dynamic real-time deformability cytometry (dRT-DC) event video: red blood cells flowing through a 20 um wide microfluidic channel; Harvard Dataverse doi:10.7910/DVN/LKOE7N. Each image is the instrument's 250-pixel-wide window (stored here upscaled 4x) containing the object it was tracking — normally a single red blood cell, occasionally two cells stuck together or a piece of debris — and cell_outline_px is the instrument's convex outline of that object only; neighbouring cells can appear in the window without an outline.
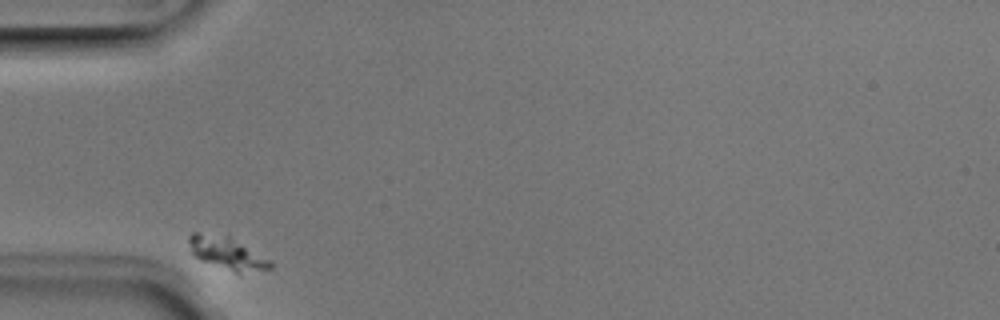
{"species": "Egyptian fruit bat (a non-hibernating species)", "species_latin": "Rousettus aegyptiacus", "temperature_condition": "room temperature", "stored_images_in_passage": 4, "camera_frame_rate_fps": 3000, "um_per_image_px": 0.085, "animal": {"sex": "male"}, "frame": {"image": 1, "passage_image": 1, "time_ms": 0.0, "image_size_px": [1000, 320], "cell_outline_px": [[272, 268], [240, 276], [200, 260], [192, 252], [188, 244], [188, 236], [192, 232], [200, 232], [228, 236], [272, 260]], "centroid_in_image_um": [19.33, 21.57], "position_along_channel_um": 65.7, "area_um2": 15.95}}
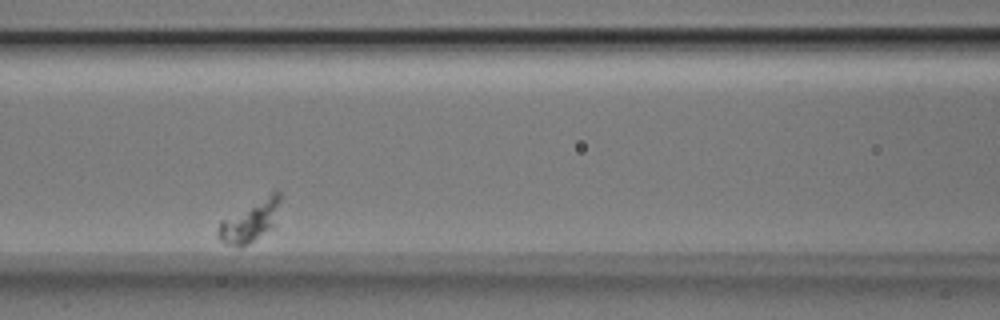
{"frame": {"image": 2, "passage_image": 3, "time_ms": 0.667, "image_size_px": [1000, 320], "cell_outline_px": [[280, 200], [272, 228], [248, 244], [240, 248], [228, 244], [220, 240], [216, 236], [216, 232], [220, 220], [276, 188], [280, 192]], "centroid_in_image_um": [21.22, 18.77], "position_along_channel_um": 145.4, "area_um2": 15.14}}